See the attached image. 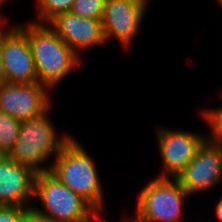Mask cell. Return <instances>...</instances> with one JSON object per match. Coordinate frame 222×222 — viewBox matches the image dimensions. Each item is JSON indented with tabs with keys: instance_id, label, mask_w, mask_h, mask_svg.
<instances>
[{
	"instance_id": "obj_1",
	"label": "cell",
	"mask_w": 222,
	"mask_h": 222,
	"mask_svg": "<svg viewBox=\"0 0 222 222\" xmlns=\"http://www.w3.org/2000/svg\"><path fill=\"white\" fill-rule=\"evenodd\" d=\"M27 36L35 61L38 82L55 88L71 71L81 64L79 56L44 23L30 21L16 24ZM26 27H25V26Z\"/></svg>"
},
{
	"instance_id": "obj_2",
	"label": "cell",
	"mask_w": 222,
	"mask_h": 222,
	"mask_svg": "<svg viewBox=\"0 0 222 222\" xmlns=\"http://www.w3.org/2000/svg\"><path fill=\"white\" fill-rule=\"evenodd\" d=\"M72 137L46 168L66 187L84 199L98 214L104 212V196L95 162Z\"/></svg>"
},
{
	"instance_id": "obj_3",
	"label": "cell",
	"mask_w": 222,
	"mask_h": 222,
	"mask_svg": "<svg viewBox=\"0 0 222 222\" xmlns=\"http://www.w3.org/2000/svg\"><path fill=\"white\" fill-rule=\"evenodd\" d=\"M50 108L43 114L21 121L19 134L8 156L17 164L26 165L36 173L49 171L41 165L51 156L56 157L72 138L65 133L57 135V129L48 118Z\"/></svg>"
},
{
	"instance_id": "obj_4",
	"label": "cell",
	"mask_w": 222,
	"mask_h": 222,
	"mask_svg": "<svg viewBox=\"0 0 222 222\" xmlns=\"http://www.w3.org/2000/svg\"><path fill=\"white\" fill-rule=\"evenodd\" d=\"M34 197L39 198L44 209L34 206L31 210L44 217L62 222H101L103 220L102 213L98 214L84 199L49 171L36 174Z\"/></svg>"
},
{
	"instance_id": "obj_5",
	"label": "cell",
	"mask_w": 222,
	"mask_h": 222,
	"mask_svg": "<svg viewBox=\"0 0 222 222\" xmlns=\"http://www.w3.org/2000/svg\"><path fill=\"white\" fill-rule=\"evenodd\" d=\"M189 196L175 178H154L141 188L136 217L141 222H180Z\"/></svg>"
},
{
	"instance_id": "obj_6",
	"label": "cell",
	"mask_w": 222,
	"mask_h": 222,
	"mask_svg": "<svg viewBox=\"0 0 222 222\" xmlns=\"http://www.w3.org/2000/svg\"><path fill=\"white\" fill-rule=\"evenodd\" d=\"M189 195L210 190L222 181V145L207 139L175 178Z\"/></svg>"
},
{
	"instance_id": "obj_7",
	"label": "cell",
	"mask_w": 222,
	"mask_h": 222,
	"mask_svg": "<svg viewBox=\"0 0 222 222\" xmlns=\"http://www.w3.org/2000/svg\"><path fill=\"white\" fill-rule=\"evenodd\" d=\"M1 55L5 81L38 82L35 61L26 34L16 25L1 29Z\"/></svg>"
},
{
	"instance_id": "obj_8",
	"label": "cell",
	"mask_w": 222,
	"mask_h": 222,
	"mask_svg": "<svg viewBox=\"0 0 222 222\" xmlns=\"http://www.w3.org/2000/svg\"><path fill=\"white\" fill-rule=\"evenodd\" d=\"M157 130V142L163 163V171L158 178H176L208 139L202 134L178 129L159 127Z\"/></svg>"
},
{
	"instance_id": "obj_9",
	"label": "cell",
	"mask_w": 222,
	"mask_h": 222,
	"mask_svg": "<svg viewBox=\"0 0 222 222\" xmlns=\"http://www.w3.org/2000/svg\"><path fill=\"white\" fill-rule=\"evenodd\" d=\"M48 89L39 82L5 81L0 85V111L20 121L37 117L51 108Z\"/></svg>"
},
{
	"instance_id": "obj_10",
	"label": "cell",
	"mask_w": 222,
	"mask_h": 222,
	"mask_svg": "<svg viewBox=\"0 0 222 222\" xmlns=\"http://www.w3.org/2000/svg\"><path fill=\"white\" fill-rule=\"evenodd\" d=\"M148 0H106L102 16L105 40L115 37L129 48L146 16Z\"/></svg>"
},
{
	"instance_id": "obj_11",
	"label": "cell",
	"mask_w": 222,
	"mask_h": 222,
	"mask_svg": "<svg viewBox=\"0 0 222 222\" xmlns=\"http://www.w3.org/2000/svg\"><path fill=\"white\" fill-rule=\"evenodd\" d=\"M36 172L17 164L8 155H0V205L31 209L28 201L34 197Z\"/></svg>"
},
{
	"instance_id": "obj_12",
	"label": "cell",
	"mask_w": 222,
	"mask_h": 222,
	"mask_svg": "<svg viewBox=\"0 0 222 222\" xmlns=\"http://www.w3.org/2000/svg\"><path fill=\"white\" fill-rule=\"evenodd\" d=\"M48 25H52L51 27L56 34L78 56V50H86L106 42L101 20L63 12L51 19Z\"/></svg>"
},
{
	"instance_id": "obj_13",
	"label": "cell",
	"mask_w": 222,
	"mask_h": 222,
	"mask_svg": "<svg viewBox=\"0 0 222 222\" xmlns=\"http://www.w3.org/2000/svg\"><path fill=\"white\" fill-rule=\"evenodd\" d=\"M21 121L0 111V155H8L16 143Z\"/></svg>"
},
{
	"instance_id": "obj_14",
	"label": "cell",
	"mask_w": 222,
	"mask_h": 222,
	"mask_svg": "<svg viewBox=\"0 0 222 222\" xmlns=\"http://www.w3.org/2000/svg\"><path fill=\"white\" fill-rule=\"evenodd\" d=\"M37 1V16L38 22L48 23L57 14L70 12V9L75 0H36Z\"/></svg>"
},
{
	"instance_id": "obj_15",
	"label": "cell",
	"mask_w": 222,
	"mask_h": 222,
	"mask_svg": "<svg viewBox=\"0 0 222 222\" xmlns=\"http://www.w3.org/2000/svg\"><path fill=\"white\" fill-rule=\"evenodd\" d=\"M106 0H75L70 12L81 17L101 20Z\"/></svg>"
},
{
	"instance_id": "obj_16",
	"label": "cell",
	"mask_w": 222,
	"mask_h": 222,
	"mask_svg": "<svg viewBox=\"0 0 222 222\" xmlns=\"http://www.w3.org/2000/svg\"><path fill=\"white\" fill-rule=\"evenodd\" d=\"M222 93V92H221ZM203 119L209 125V139L222 145V106L201 111Z\"/></svg>"
},
{
	"instance_id": "obj_17",
	"label": "cell",
	"mask_w": 222,
	"mask_h": 222,
	"mask_svg": "<svg viewBox=\"0 0 222 222\" xmlns=\"http://www.w3.org/2000/svg\"><path fill=\"white\" fill-rule=\"evenodd\" d=\"M31 209L14 205H0V222H27Z\"/></svg>"
},
{
	"instance_id": "obj_18",
	"label": "cell",
	"mask_w": 222,
	"mask_h": 222,
	"mask_svg": "<svg viewBox=\"0 0 222 222\" xmlns=\"http://www.w3.org/2000/svg\"><path fill=\"white\" fill-rule=\"evenodd\" d=\"M27 222H62V221H58L56 219H52V218H48V217H44L42 215L36 214L34 213L32 210L29 214V217L27 219Z\"/></svg>"
},
{
	"instance_id": "obj_19",
	"label": "cell",
	"mask_w": 222,
	"mask_h": 222,
	"mask_svg": "<svg viewBox=\"0 0 222 222\" xmlns=\"http://www.w3.org/2000/svg\"><path fill=\"white\" fill-rule=\"evenodd\" d=\"M4 82H5V76H4L3 60L1 55V30H0V85Z\"/></svg>"
},
{
	"instance_id": "obj_20",
	"label": "cell",
	"mask_w": 222,
	"mask_h": 222,
	"mask_svg": "<svg viewBox=\"0 0 222 222\" xmlns=\"http://www.w3.org/2000/svg\"><path fill=\"white\" fill-rule=\"evenodd\" d=\"M215 211L217 221L222 222V197L219 199V202H217Z\"/></svg>"
},
{
	"instance_id": "obj_21",
	"label": "cell",
	"mask_w": 222,
	"mask_h": 222,
	"mask_svg": "<svg viewBox=\"0 0 222 222\" xmlns=\"http://www.w3.org/2000/svg\"><path fill=\"white\" fill-rule=\"evenodd\" d=\"M121 222V221H120ZM122 222H141L138 218H136L135 220H133L132 218L130 220H125Z\"/></svg>"
},
{
	"instance_id": "obj_22",
	"label": "cell",
	"mask_w": 222,
	"mask_h": 222,
	"mask_svg": "<svg viewBox=\"0 0 222 222\" xmlns=\"http://www.w3.org/2000/svg\"><path fill=\"white\" fill-rule=\"evenodd\" d=\"M0 16V30L3 28V25L5 26V24L3 23L5 20Z\"/></svg>"
},
{
	"instance_id": "obj_23",
	"label": "cell",
	"mask_w": 222,
	"mask_h": 222,
	"mask_svg": "<svg viewBox=\"0 0 222 222\" xmlns=\"http://www.w3.org/2000/svg\"><path fill=\"white\" fill-rule=\"evenodd\" d=\"M4 1L6 2L7 0H0V6H2V4L4 3Z\"/></svg>"
},
{
	"instance_id": "obj_24",
	"label": "cell",
	"mask_w": 222,
	"mask_h": 222,
	"mask_svg": "<svg viewBox=\"0 0 222 222\" xmlns=\"http://www.w3.org/2000/svg\"><path fill=\"white\" fill-rule=\"evenodd\" d=\"M218 1H219L220 5H221V7H222V0H218Z\"/></svg>"
}]
</instances>
